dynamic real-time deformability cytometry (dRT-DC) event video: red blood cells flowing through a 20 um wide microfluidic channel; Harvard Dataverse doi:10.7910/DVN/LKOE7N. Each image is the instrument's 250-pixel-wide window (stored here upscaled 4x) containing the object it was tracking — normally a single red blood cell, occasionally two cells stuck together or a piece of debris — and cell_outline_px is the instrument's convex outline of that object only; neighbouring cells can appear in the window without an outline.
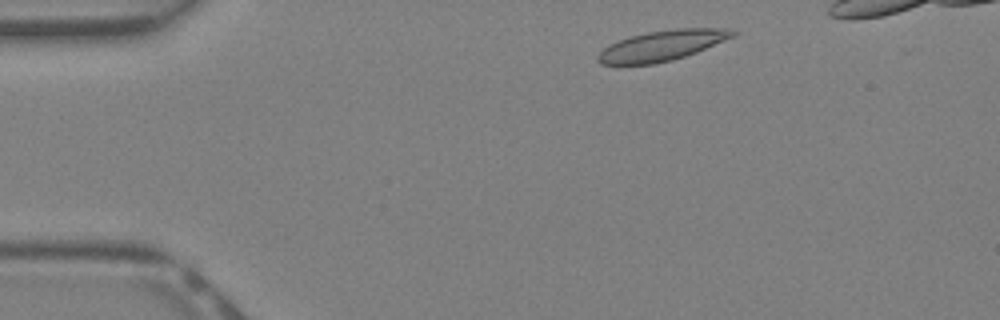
{"species": "Egyptian fruit bat (a non-hibernating species)", "species_latin": "Rousettus aegyptiacus", "temperature_condition": "warm", "stored_images_in_passage": 34, "camera_frame_rate_fps": 3000, "um_per_image_px": 0.085, "animal": {"sex": "female"}, "frame": {"image": 1, "passage_image": 3, "time_ms": 0.667, "image_size_px": [1000, 320], "cell_outline_px": [[736, 36], [696, 52], [672, 60], [652, 64], [600, 64], [596, 60], [596, 56], [604, 48], [620, 40], [632, 36], [648, 32], [676, 28], [732, 28], [736, 32]], "centroid_in_image_um": [56.32, 3.87], "position_along_channel_um": 28.7, "area_um2": 23.64}}
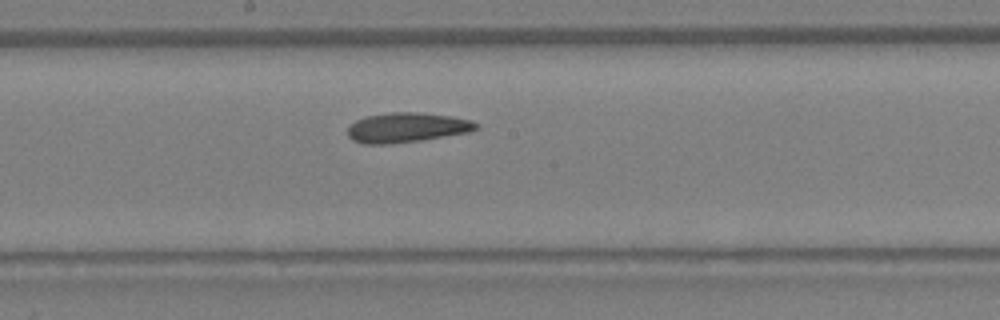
{"frame": {"image": 2, "passage_image": 18, "time_ms": 5.667, "image_size_px": [1000, 320], "cell_outline_px": [[480, 128], [468, 132], [420, 140], [384, 144], [364, 144], [352, 140], [348, 136], [348, 128], [356, 120], [364, 116], [392, 112], [416, 112], [448, 116], [472, 120], [480, 124]], "centroid_in_image_um": [34.57, 10.83], "position_along_channel_um": 213.6, "area_um2": 22.14}}
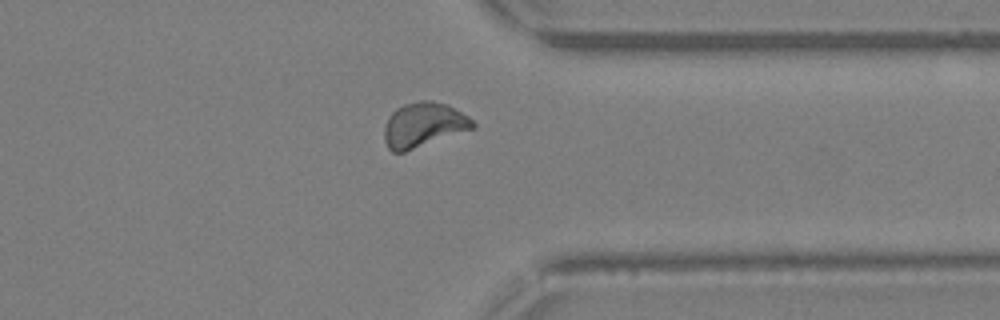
{"frame": {"image": 3, "passage_image": 28, "time_ms": 9.0, "image_size_px": [1000, 320], "cell_outline_px": [[476, 128], [404, 152], [392, 152], [388, 148], [384, 140], [384, 128], [392, 112], [396, 108], [404, 104], [420, 100], [432, 100], [448, 104], [468, 116], [476, 124]], "centroid_in_image_um": [36.02, 10.61], "position_along_channel_um": 375.4, "area_um2": 23.18}, "authors_computed_cell_mechanics": {"area_um2": 22.1085, "velocity_mm_per_s": 4.9618, "shape_relaxation_time_tau1_ms": null, "shape_relaxation_time_tau2_ms": 6.2684, "deformation_change_tau1": null, "deformation_change_tau2": 0.1212}}